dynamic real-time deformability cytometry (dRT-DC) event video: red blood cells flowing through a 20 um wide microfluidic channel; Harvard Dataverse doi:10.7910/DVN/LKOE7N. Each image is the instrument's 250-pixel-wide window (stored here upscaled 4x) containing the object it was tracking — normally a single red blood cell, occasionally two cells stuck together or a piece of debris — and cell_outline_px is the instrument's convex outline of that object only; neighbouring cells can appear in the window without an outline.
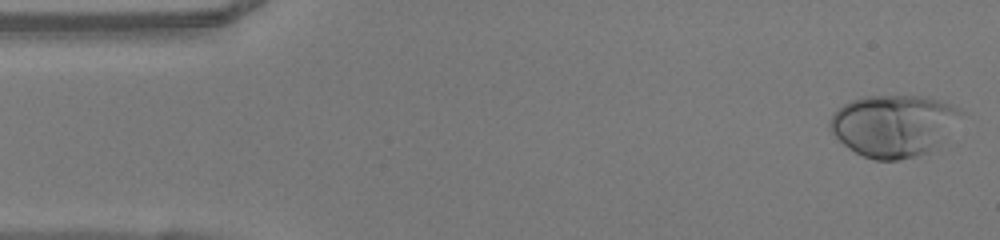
{"species": "human", "species_latin": "Homo sapiens", "temperature_condition": "warm", "stored_images_in_passage": 49, "camera_frame_rate_fps": 3000, "um_per_image_px": 0.085, "donor": {"sex": "female"}, "frame": {"image": 1, "passage_image": 1, "time_ms": 0.0, "image_size_px": [1000, 240], "cell_outline_px": [[964, 112], [940, 140], [928, 152], [916, 156], [900, 160], [872, 160], [848, 148], [828, 128], [828, 120], [836, 108], [852, 100], [864, 96], [924, 96], [952, 104], [960, 108]], "centroid_in_image_um": [75.89, 10.65], "position_along_channel_um": 9.1, "area_um2": 46.88}}
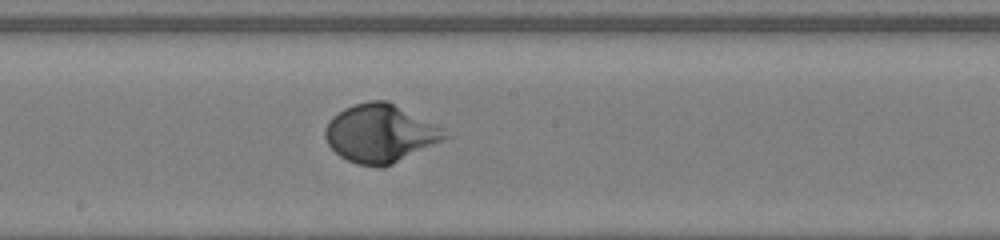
{"frame": {"image": 2, "passage_image": 25, "time_ms": 8.0, "image_size_px": [1000, 240], "cell_outline_px": [[452, 136], [384, 168], [380, 168], [356, 164], [340, 156], [328, 144], [324, 136], [324, 132], [332, 116], [344, 108], [368, 100], [388, 100], [444, 128]], "centroid_in_image_um": [32.35, 11.34], "position_along_channel_um": 215.9, "area_um2": 40.75}}
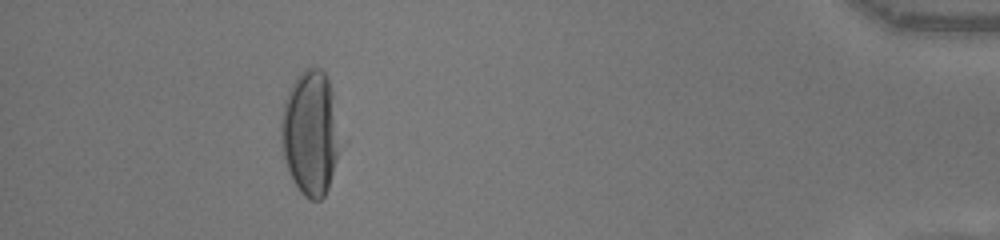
{"frame": {"image": 3, "passage_image": 44, "time_ms": 14.333, "image_size_px": [1000, 240], "cell_outline_px": [[340, 144], [336, 160], [328, 188], [324, 196], [320, 200], [308, 200], [300, 192], [292, 180], [288, 172], [280, 140], [280, 128], [284, 104], [288, 92], [292, 84], [300, 72], [304, 68], [320, 68], [324, 72], [328, 80], [332, 92]], "centroid_in_image_um": [26.36, 11.33], "position_along_channel_um": 408.8, "area_um2": 42.6}, "authors_computed_cell_mechanics": {"area_um2": 39.1306, "velocity_mm_per_s": 4.0638, "shape_relaxation_time_tau1_ms": 3.0695, "shape_relaxation_time_tau2_ms": null, "deformation_change_tau1": 0.2281, "deformation_change_tau2": null}}